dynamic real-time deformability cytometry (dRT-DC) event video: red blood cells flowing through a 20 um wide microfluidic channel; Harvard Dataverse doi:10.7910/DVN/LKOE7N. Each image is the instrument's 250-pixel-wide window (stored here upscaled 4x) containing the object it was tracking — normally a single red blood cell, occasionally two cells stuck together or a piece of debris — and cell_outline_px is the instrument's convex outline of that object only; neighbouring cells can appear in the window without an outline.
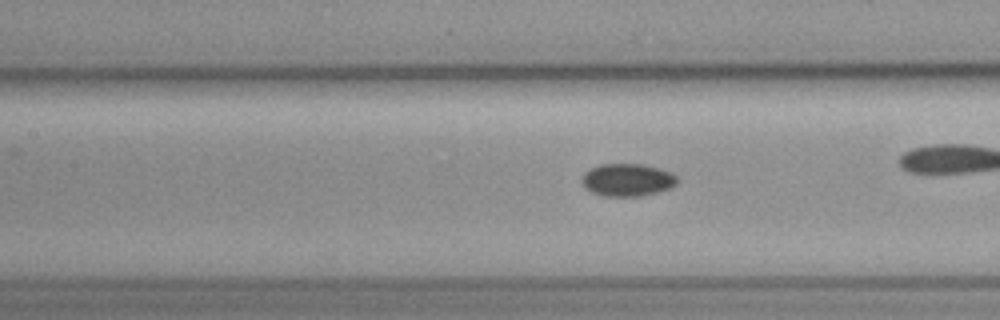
{"species": "common noctule bat (a hibernating species)", "species_latin": "Nyctalus noctula", "temperature_condition": "cold", "stored_images_in_passage": 45, "camera_frame_rate_fps": 3000, "um_per_image_px": 0.085, "animal": {"sex": "female", "body_mass_g": 19.3, "forearm_length_mm": 54.1}, "frame": {"image": 1, "passage_image": 20, "time_ms": 6.333, "image_size_px": [1000, 320], "cell_outline_px": [[680, 180], [672, 188], [640, 196], [604, 196], [592, 192], [580, 180], [584, 172], [600, 164], [640, 164], [660, 168], [672, 172]], "centroid_in_image_um": [53.37, 15.28], "position_along_channel_um": 154.0, "area_um2": 18.15}, "authors_computed_cell_mechanics": {"area_um2": 17.629, "velocity_mm_per_s": 3.608, "shape_relaxation_time_tau1_ms": 3.4036, "shape_relaxation_time_tau2_ms": null, "deformation_change_tau1": 0.0513, "deformation_change_tau2": null}}